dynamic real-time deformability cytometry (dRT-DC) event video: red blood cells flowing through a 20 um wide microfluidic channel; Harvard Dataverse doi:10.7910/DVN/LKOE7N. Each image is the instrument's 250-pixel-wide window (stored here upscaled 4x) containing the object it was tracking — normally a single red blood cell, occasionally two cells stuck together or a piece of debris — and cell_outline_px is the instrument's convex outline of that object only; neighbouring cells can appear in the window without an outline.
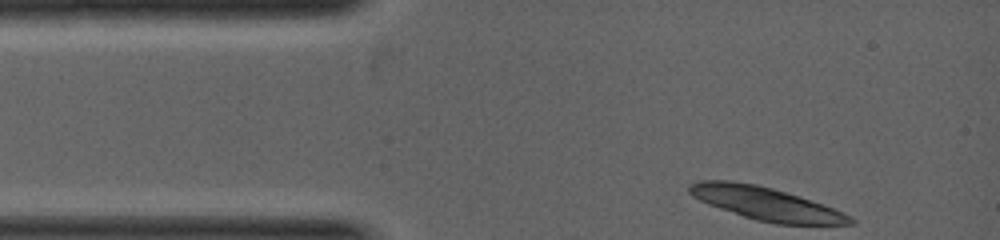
{"species": "common noctule bat (a hibernating species)", "species_latin": "Nyctalus noctula", "temperature_condition": "warm", "stored_images_in_passage": 1, "camera_frame_rate_fps": 5000, "um_per_image_px": 0.085, "animal": {"sex": "female", "body_mass_g": 19.0, "forearm_length_mm": 53.3}, "frame": {"image": 1, "passage_image": 1, "time_ms": 0.0, "image_size_px": [1000, 240], "cell_outline_px": [[856, 220], [852, 224], [776, 224], [756, 220], [708, 204], [692, 196], [688, 192], [688, 184], [700, 180], [728, 180], [756, 184], [772, 188], [832, 208]], "centroid_in_image_um": [65.01, 17.29], "position_along_channel_um": 20.0, "area_um2": 30.29}}